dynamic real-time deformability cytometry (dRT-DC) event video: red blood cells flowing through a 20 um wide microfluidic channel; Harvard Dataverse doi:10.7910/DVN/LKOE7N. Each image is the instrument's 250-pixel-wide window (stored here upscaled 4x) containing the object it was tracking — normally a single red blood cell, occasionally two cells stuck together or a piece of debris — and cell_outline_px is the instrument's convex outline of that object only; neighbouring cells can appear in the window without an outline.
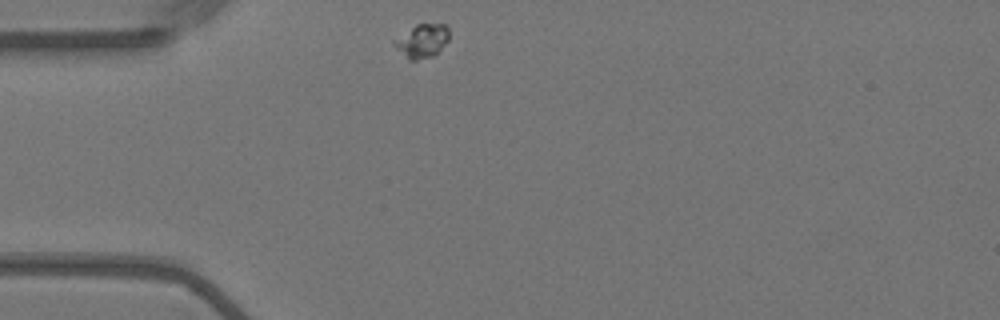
{"species": "Egyptian fruit bat (a non-hibernating species)", "species_latin": "Rousettus aegyptiacus", "temperature_condition": "warm", "stored_images_in_passage": 34, "camera_frame_rate_fps": 3000, "um_per_image_px": 0.085, "animal": {"sex": "female"}, "frame": {"image": 1, "passage_image": 1, "time_ms": 0.0, "image_size_px": [1000, 320], "cell_outline_px": [[448, 40], [432, 56], [416, 60], [408, 60], [392, 44], [392, 40], [416, 24], [444, 24], [448, 28]], "centroid_in_image_um": [35.82, 3.47], "position_along_channel_um": 49.2, "area_um2": 10.58}}
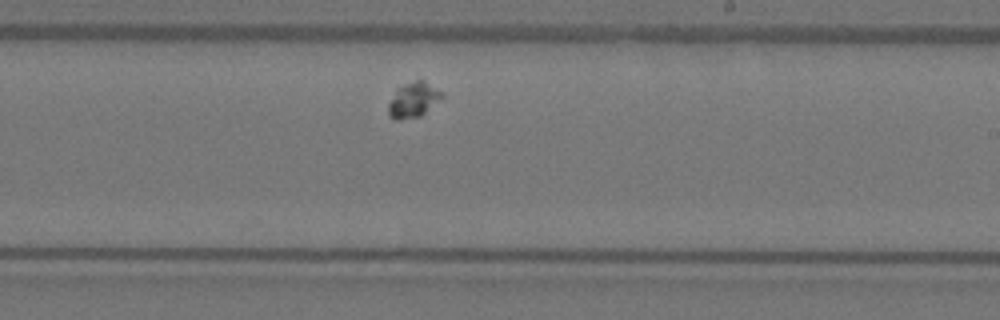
{"frame": {"image": 2, "passage_image": 21, "time_ms": 6.667, "image_size_px": [1000, 320], "cell_outline_px": [[444, 96], [420, 116], [396, 120], [388, 116], [388, 104], [396, 88], [404, 84], [416, 80], [424, 80], [444, 92]], "centroid_in_image_um": [35.13, 8.47], "position_along_channel_um": 253.9, "area_um2": 10.98}}
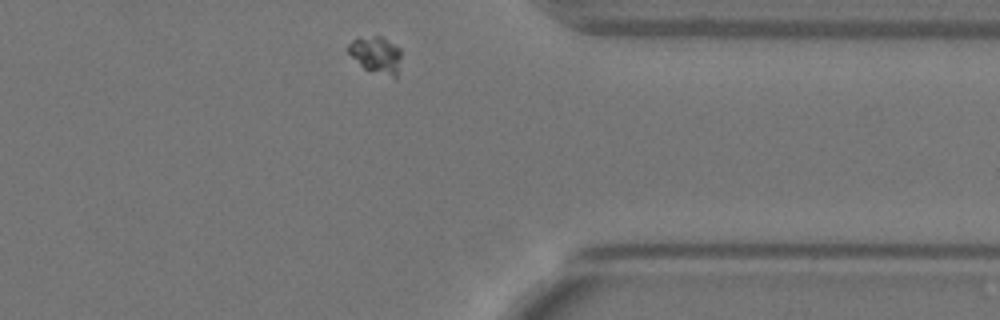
{"frame": {"image": 3, "passage_image": 33, "time_ms": 10.667, "image_size_px": [1000, 320], "cell_outline_px": [[400, 56], [396, 80], [364, 68], [348, 52], [348, 44], [352, 40], [372, 36], [380, 36], [400, 48]], "centroid_in_image_um": [31.99, 4.69], "position_along_channel_um": 379.4, "area_um2": 11.16}}